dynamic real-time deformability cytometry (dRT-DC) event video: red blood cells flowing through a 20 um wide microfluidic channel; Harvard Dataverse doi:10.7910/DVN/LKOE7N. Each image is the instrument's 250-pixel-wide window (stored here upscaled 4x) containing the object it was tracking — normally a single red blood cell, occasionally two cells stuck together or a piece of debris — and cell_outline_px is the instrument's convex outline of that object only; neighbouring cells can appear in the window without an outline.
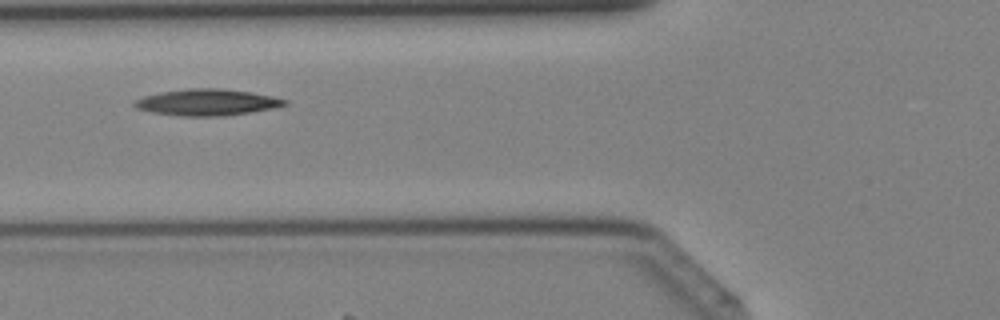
{"species": "Egyptian fruit bat (a non-hibernating species)", "species_latin": "Rousettus aegyptiacus", "temperature_condition": "cold", "stored_images_in_passage": 3, "camera_frame_rate_fps": 3000, "um_per_image_px": 0.085, "animal": {"sex": "female"}, "frame": {"image": 1, "passage_image": 3, "time_ms": 0.667, "image_size_px": [1000, 320], "cell_outline_px": [[288, 104], [276, 108], [224, 116], [184, 116], [152, 112], [136, 108], [132, 104], [132, 100], [144, 96], [160, 92], [188, 88], [220, 88], [252, 92], [272, 96], [288, 100]], "centroid_in_image_um": [17.6, 8.69], "position_along_channel_um": 108.2, "area_um2": 23.29}}